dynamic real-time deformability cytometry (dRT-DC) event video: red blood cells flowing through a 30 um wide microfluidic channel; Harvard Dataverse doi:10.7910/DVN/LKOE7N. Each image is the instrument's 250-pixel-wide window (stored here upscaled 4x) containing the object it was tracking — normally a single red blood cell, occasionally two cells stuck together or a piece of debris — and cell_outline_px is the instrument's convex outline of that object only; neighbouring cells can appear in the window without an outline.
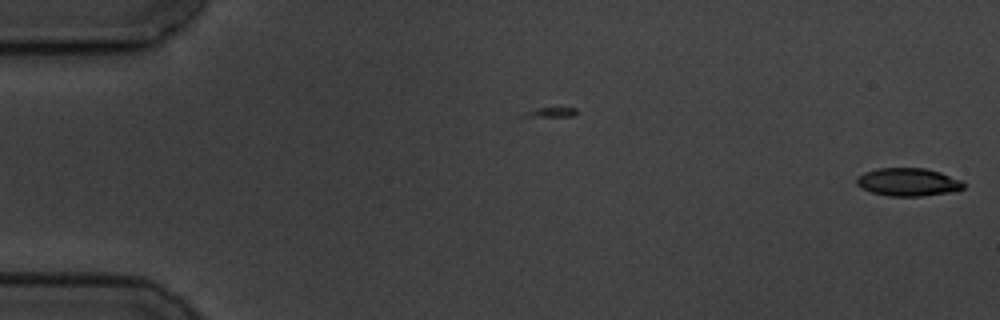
{"species": "common noctule bat (a hibernating species)", "species_latin": "Nyctalus noctula", "temperature_condition": "cold", "stored_images_in_passage": 2, "camera_frame_rate_fps": 3000, "um_per_image_px": 0.085, "animal": {"sex": "male", "body_mass_g": 19.5, "forearm_length_mm": 54.6}, "frame": {"image": 1, "passage_image": 2, "time_ms": 1.0, "image_size_px": [1000, 320], "cell_outline_px": [[964, 188], [948, 192], [920, 196], [888, 196], [872, 192], [860, 188], [856, 184], [856, 180], [864, 172], [880, 168], [924, 168], [940, 172], [964, 180]], "centroid_in_image_um": [77.19, 15.47], "position_along_channel_um": 7.8, "area_um2": 17.4}}